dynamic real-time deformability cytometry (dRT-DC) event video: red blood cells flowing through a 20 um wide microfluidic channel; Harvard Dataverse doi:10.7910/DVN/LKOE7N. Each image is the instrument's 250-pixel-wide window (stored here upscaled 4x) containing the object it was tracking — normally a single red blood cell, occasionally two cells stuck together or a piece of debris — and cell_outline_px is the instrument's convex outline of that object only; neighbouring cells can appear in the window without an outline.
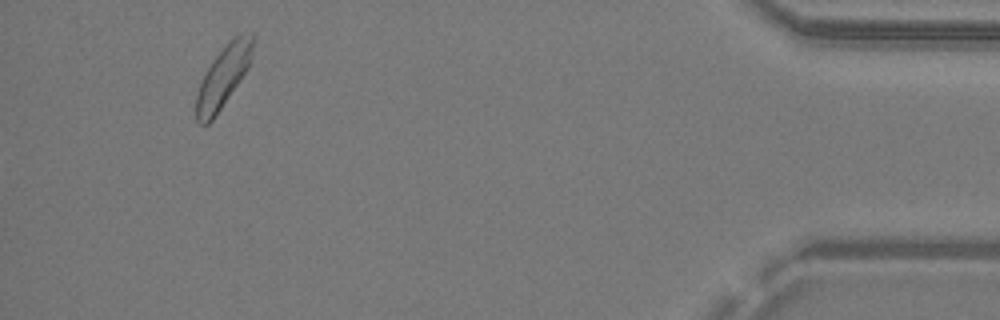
{"species": "common noctule bat (a hibernating species)", "species_latin": "Nyctalus noctula", "temperature_condition": "warm", "stored_images_in_passage": 43, "camera_frame_rate_fps": 3000, "um_per_image_px": 0.085, "animal": {"sex": "male", "body_mass_g": 19.2, "forearm_length_mm": 51.8}, "frame": {"image": 1, "passage_image": 43, "time_ms": 14.0, "image_size_px": [1000, 320], "cell_outline_px": [[252, 56], [248, 68], [240, 80], [212, 120], [208, 124], [200, 124], [196, 120], [196, 96], [200, 84], [212, 60], [236, 36], [244, 32], [252, 32]], "centroid_in_image_um": [18.97, 6.54], "position_along_channel_um": 416.2, "area_um2": 19.54}}